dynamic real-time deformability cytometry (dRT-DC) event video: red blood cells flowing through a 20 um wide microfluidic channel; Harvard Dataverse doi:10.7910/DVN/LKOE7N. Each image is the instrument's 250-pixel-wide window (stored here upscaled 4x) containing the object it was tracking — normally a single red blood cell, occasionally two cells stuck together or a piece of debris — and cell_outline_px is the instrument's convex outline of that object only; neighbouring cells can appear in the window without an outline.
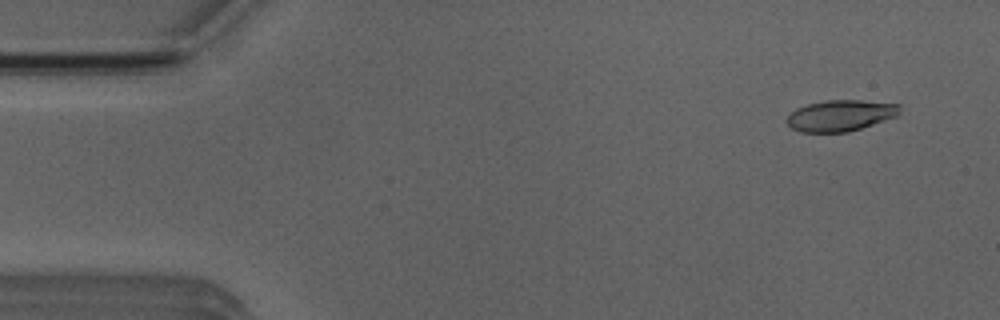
{"species": "Egyptian fruit bat (a non-hibernating species)", "species_latin": "Rousettus aegyptiacus", "temperature_condition": "room temperature", "stored_images_in_passage": 3, "camera_frame_rate_fps": 3000, "um_per_image_px": 0.085, "animal": {"sex": "male"}, "frame": {"image": 1, "passage_image": 1, "time_ms": 0.0, "image_size_px": [1000, 320], "cell_outline_px": [[900, 112], [896, 116], [848, 132], [800, 132], [792, 128], [784, 120], [796, 108], [808, 104], [824, 100], [860, 100], [900, 104]], "centroid_in_image_um": [71.41, 9.81], "position_along_channel_um": 13.6, "area_um2": 20.4}}